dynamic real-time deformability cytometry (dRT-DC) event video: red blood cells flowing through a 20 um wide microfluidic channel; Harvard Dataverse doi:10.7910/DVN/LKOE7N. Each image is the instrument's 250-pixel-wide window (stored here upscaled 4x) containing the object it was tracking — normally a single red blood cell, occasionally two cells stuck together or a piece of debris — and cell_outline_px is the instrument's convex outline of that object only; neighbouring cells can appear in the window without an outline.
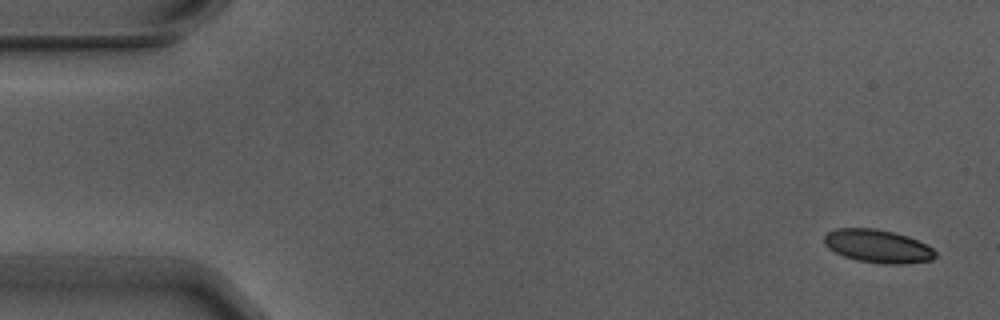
{"species": "Egyptian fruit bat (a non-hibernating species)", "species_latin": "Rousettus aegyptiacus", "temperature_condition": "warm", "stored_images_in_passage": 14, "camera_frame_rate_fps": 3000, "um_per_image_px": 0.085, "animal": {"sex": "male"}, "frame": {"image": 1, "passage_image": 1, "time_ms": 0.0, "image_size_px": [1000, 320], "cell_outline_px": [[936, 256], [932, 260], [904, 264], [884, 264], [856, 260], [844, 256], [828, 248], [824, 244], [824, 236], [828, 232], [836, 228], [876, 228], [896, 232], [908, 236], [932, 248], [936, 252]], "centroid_in_image_um": [74.61, 20.92], "position_along_channel_um": 10.4, "area_um2": 21.56}}
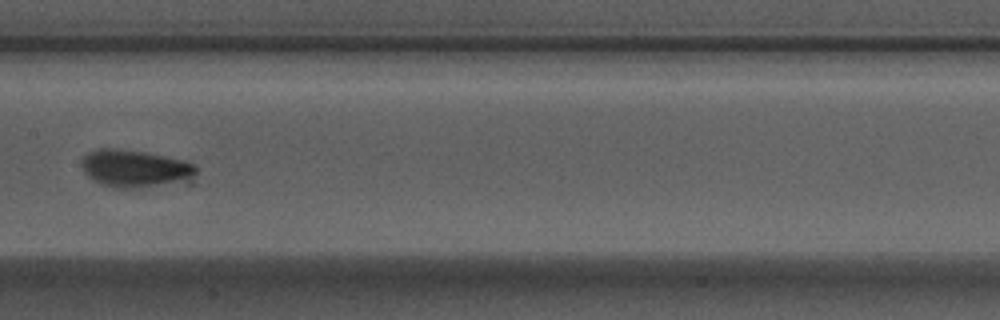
{"frame": {"image": 2, "passage_image": 7, "time_ms": 2.0, "image_size_px": [1000, 320], "cell_outline_px": [[196, 172], [192, 176], [180, 180], [140, 188], [112, 188], [100, 184], [92, 180], [84, 172], [80, 164], [80, 160], [88, 152], [96, 148], [116, 148], [144, 152], [184, 160], [196, 164]], "centroid_in_image_um": [11.36, 14.3], "position_along_channel_um": 196.0, "area_um2": 24.8}}
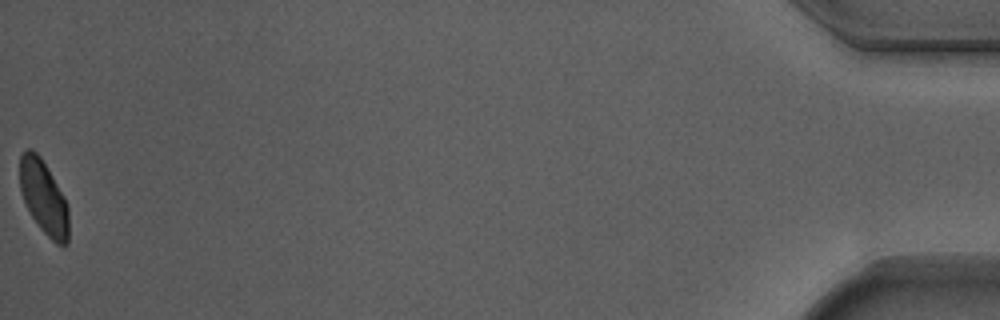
{"frame": {"image": 3, "passage_image": 14, "time_ms": 4.333, "image_size_px": [1000, 320], "cell_outline_px": [[68, 244], [56, 244], [40, 228], [32, 216], [20, 192], [20, 156], [28, 148], [32, 148], [40, 156], [64, 196], [68, 204]], "centroid_in_image_um": [3.72, 16.77], "position_along_channel_um": 431.5, "area_um2": 20.81}}